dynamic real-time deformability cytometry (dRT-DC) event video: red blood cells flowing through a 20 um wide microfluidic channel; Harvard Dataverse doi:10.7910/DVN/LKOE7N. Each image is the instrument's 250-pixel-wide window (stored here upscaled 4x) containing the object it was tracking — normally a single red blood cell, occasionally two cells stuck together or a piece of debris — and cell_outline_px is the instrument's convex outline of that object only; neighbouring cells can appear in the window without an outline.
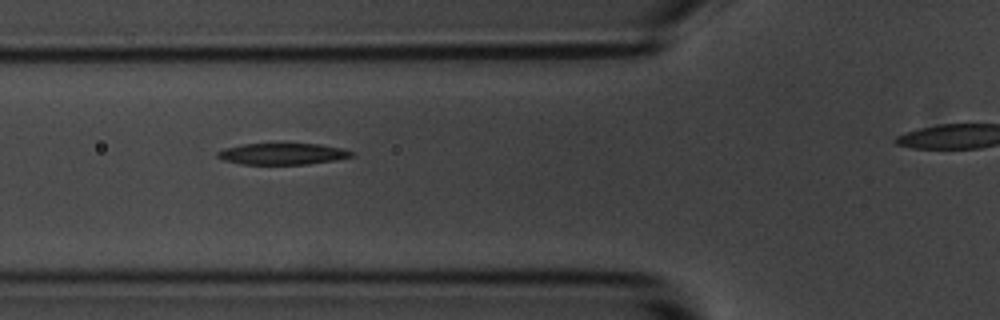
{"species": "common noctule bat (a hibernating species)", "species_latin": "Nyctalus noctula", "temperature_condition": "room temperature", "stored_images_in_passage": 30, "camera_frame_rate_fps": 3000, "um_per_image_px": 0.085, "animal": {"sex": "male", "body_mass_g": 20.1, "forearm_length_mm": 53.5}, "frame": {"image": 1, "passage_image": 3, "time_ms": 0.667, "image_size_px": [1000, 320], "cell_outline_px": [[356, 156], [336, 160], [308, 164], [240, 164], [224, 160], [216, 156], [216, 152], [224, 148], [240, 144], [284, 140], [320, 144], [340, 148], [352, 152]], "centroid_in_image_um": [23.99, 13.02], "position_along_channel_um": 101.8, "area_um2": 17.86}}
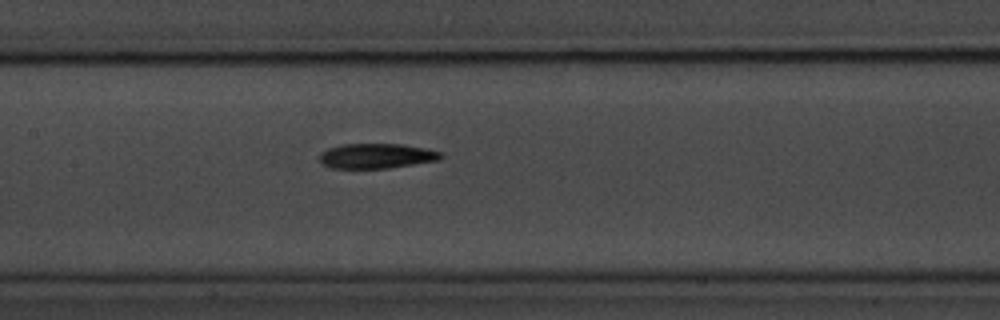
{"frame": {"image": 2, "passage_image": 9, "time_ms": 2.667, "image_size_px": [1000, 320], "cell_outline_px": [[444, 156], [440, 160], [388, 168], [332, 168], [324, 164], [320, 160], [320, 152], [328, 148], [340, 144], [404, 144], [424, 148], [440, 152]], "centroid_in_image_um": [32.01, 13.25], "position_along_channel_um": 175.4, "area_um2": 17.63}}
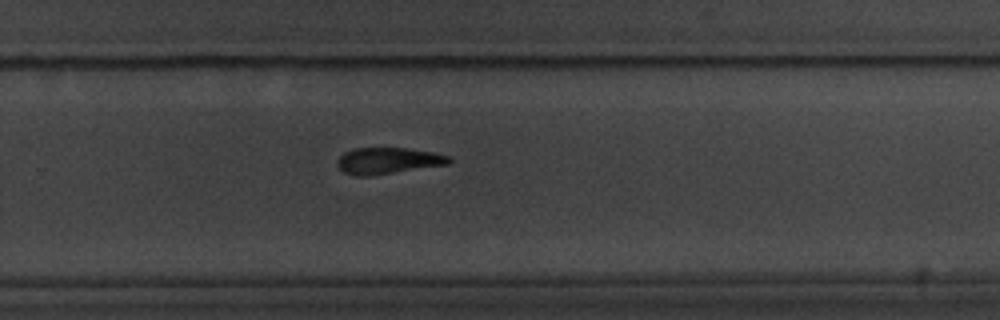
{"frame": {"image": 3, "passage_image": 19, "time_ms": 6.0, "image_size_px": [1000, 320], "cell_outline_px": [[452, 160], [448, 164], [372, 176], [356, 176], [344, 172], [336, 164], [336, 160], [344, 152], [352, 148], [404, 148], [432, 152], [448, 156]], "centroid_in_image_um": [32.93, 13.66], "position_along_channel_um": 296.9, "area_um2": 17.17}}